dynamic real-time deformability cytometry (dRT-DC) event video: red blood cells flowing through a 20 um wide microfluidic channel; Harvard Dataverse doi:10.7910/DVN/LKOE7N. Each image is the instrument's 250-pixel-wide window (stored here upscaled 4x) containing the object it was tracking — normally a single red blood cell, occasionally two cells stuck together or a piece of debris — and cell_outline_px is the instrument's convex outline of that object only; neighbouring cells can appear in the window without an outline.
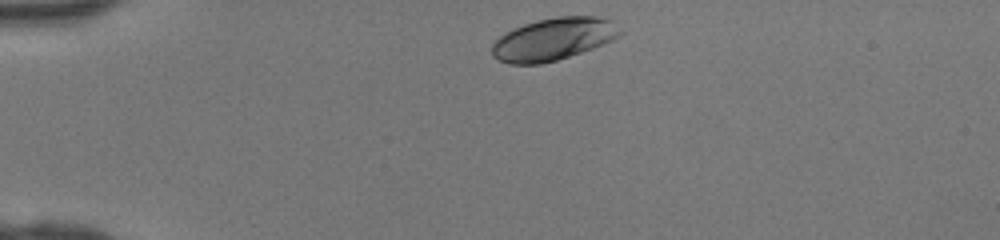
{"species": "human", "species_latin": "Homo sapiens", "temperature_condition": "room temperature", "stored_images_in_passage": 31, "camera_frame_rate_fps": 3000, "um_per_image_px": 0.085, "donor": {"sex": "female"}, "frame": {"image": 1, "passage_image": 1, "time_ms": 0.0, "image_size_px": [1000, 240], "cell_outline_px": [[624, 32], [620, 36], [604, 44], [556, 60], [540, 64], [508, 64], [496, 60], [492, 56], [492, 44], [500, 36], [512, 28], [524, 24], [556, 16], [600, 16], [612, 20]], "centroid_in_image_um": [47.05, 3.32], "position_along_channel_um": 38.0, "area_um2": 31.79}}
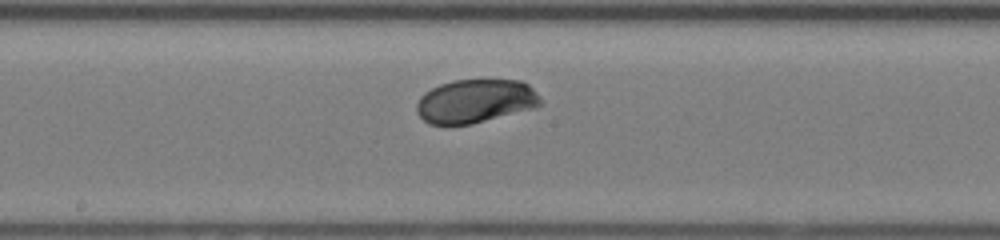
{"frame": {"image": 2, "passage_image": 16, "time_ms": 5.0, "image_size_px": [1000, 240], "cell_outline_px": [[544, 104], [536, 108], [472, 124], [428, 124], [416, 112], [416, 104], [420, 96], [424, 92], [440, 84], [452, 80], [520, 80], [528, 84], [540, 96]], "centroid_in_image_um": [40.43, 8.59], "position_along_channel_um": 207.8, "area_um2": 31.79}}
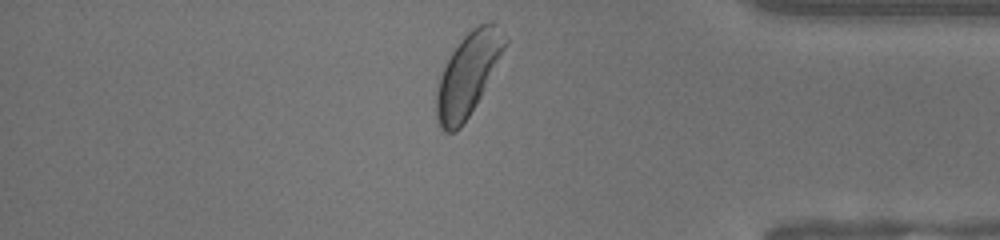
{"frame": {"image": 3, "passage_image": 30, "time_ms": 9.667, "image_size_px": [1000, 240], "cell_outline_px": [[508, 44], [476, 104], [460, 128], [456, 132], [444, 132], [440, 128], [436, 116], [436, 92], [440, 76], [444, 64], [460, 40], [472, 28], [480, 24], [492, 20], [496, 24], [508, 40]], "centroid_in_image_um": [39.77, 6.31], "position_along_channel_um": 395.4, "area_um2": 32.77}}